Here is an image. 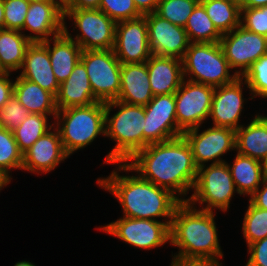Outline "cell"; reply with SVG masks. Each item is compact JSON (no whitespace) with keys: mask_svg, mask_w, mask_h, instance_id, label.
I'll return each mask as SVG.
<instances>
[{"mask_svg":"<svg viewBox=\"0 0 267 266\" xmlns=\"http://www.w3.org/2000/svg\"><path fill=\"white\" fill-rule=\"evenodd\" d=\"M122 171L125 174L134 171L141 178L171 191L181 201H188L186 197L188 191L194 189L198 167L188 142L180 136L147 145L122 163Z\"/></svg>","mask_w":267,"mask_h":266,"instance_id":"6da1fadb","label":"cell"},{"mask_svg":"<svg viewBox=\"0 0 267 266\" xmlns=\"http://www.w3.org/2000/svg\"><path fill=\"white\" fill-rule=\"evenodd\" d=\"M116 164L117 170L114 169L107 178H98L97 184L119 201L123 216L150 220L164 217L170 226L175 209L182 202L180 198L139 175H120L122 163Z\"/></svg>","mask_w":267,"mask_h":266,"instance_id":"7a4b0ae2","label":"cell"},{"mask_svg":"<svg viewBox=\"0 0 267 266\" xmlns=\"http://www.w3.org/2000/svg\"><path fill=\"white\" fill-rule=\"evenodd\" d=\"M217 231L214 212L182 201L170 225V244L179 250L172 259L220 263L223 253Z\"/></svg>","mask_w":267,"mask_h":266,"instance_id":"3957f363","label":"cell"},{"mask_svg":"<svg viewBox=\"0 0 267 266\" xmlns=\"http://www.w3.org/2000/svg\"><path fill=\"white\" fill-rule=\"evenodd\" d=\"M118 111L110 116L112 109ZM105 137L115 141L106 155L107 164L126 163L136 152L144 149L145 108L114 100L105 103Z\"/></svg>","mask_w":267,"mask_h":266,"instance_id":"277c9868","label":"cell"},{"mask_svg":"<svg viewBox=\"0 0 267 266\" xmlns=\"http://www.w3.org/2000/svg\"><path fill=\"white\" fill-rule=\"evenodd\" d=\"M105 112L104 102L58 110L54 127L69 156L90 145L98 135L105 137Z\"/></svg>","mask_w":267,"mask_h":266,"instance_id":"5b68a950","label":"cell"},{"mask_svg":"<svg viewBox=\"0 0 267 266\" xmlns=\"http://www.w3.org/2000/svg\"><path fill=\"white\" fill-rule=\"evenodd\" d=\"M186 80L219 87L232 83L238 76L231 68L220 43H190L182 58ZM186 76V77H185Z\"/></svg>","mask_w":267,"mask_h":266,"instance_id":"8992f818","label":"cell"},{"mask_svg":"<svg viewBox=\"0 0 267 266\" xmlns=\"http://www.w3.org/2000/svg\"><path fill=\"white\" fill-rule=\"evenodd\" d=\"M193 194L188 202L194 206L199 203L201 210L213 212L219 209L226 212L230 208V201L237 192L228 162L204 165L198 168Z\"/></svg>","mask_w":267,"mask_h":266,"instance_id":"52a82bcc","label":"cell"},{"mask_svg":"<svg viewBox=\"0 0 267 266\" xmlns=\"http://www.w3.org/2000/svg\"><path fill=\"white\" fill-rule=\"evenodd\" d=\"M73 20L79 33L72 37L66 26V19ZM116 22L100 9H66L64 11V32L83 50H109L115 44ZM81 32V33H80Z\"/></svg>","mask_w":267,"mask_h":266,"instance_id":"ba28073f","label":"cell"},{"mask_svg":"<svg viewBox=\"0 0 267 266\" xmlns=\"http://www.w3.org/2000/svg\"><path fill=\"white\" fill-rule=\"evenodd\" d=\"M80 61L86 68L95 99L104 103L117 100L120 92L121 63L113 49L83 50Z\"/></svg>","mask_w":267,"mask_h":266,"instance_id":"9c48e42d","label":"cell"},{"mask_svg":"<svg viewBox=\"0 0 267 266\" xmlns=\"http://www.w3.org/2000/svg\"><path fill=\"white\" fill-rule=\"evenodd\" d=\"M163 221L123 216L98 229L136 248L150 250L170 243V226Z\"/></svg>","mask_w":267,"mask_h":266,"instance_id":"30bf717a","label":"cell"},{"mask_svg":"<svg viewBox=\"0 0 267 266\" xmlns=\"http://www.w3.org/2000/svg\"><path fill=\"white\" fill-rule=\"evenodd\" d=\"M215 87L183 79L174 93L177 126L183 131L202 127L209 119Z\"/></svg>","mask_w":267,"mask_h":266,"instance_id":"8fae6325","label":"cell"},{"mask_svg":"<svg viewBox=\"0 0 267 266\" xmlns=\"http://www.w3.org/2000/svg\"><path fill=\"white\" fill-rule=\"evenodd\" d=\"M219 43L231 70L235 69L234 74L238 77H243L251 65L267 53V37L250 32L241 25L222 34Z\"/></svg>","mask_w":267,"mask_h":266,"instance_id":"7c38bea8","label":"cell"},{"mask_svg":"<svg viewBox=\"0 0 267 266\" xmlns=\"http://www.w3.org/2000/svg\"><path fill=\"white\" fill-rule=\"evenodd\" d=\"M199 130L200 126L182 134L191 148L196 166L199 168L211 161V164L226 162L221 156L235 150V130L215 126L203 132Z\"/></svg>","mask_w":267,"mask_h":266,"instance_id":"4fadbf2b","label":"cell"},{"mask_svg":"<svg viewBox=\"0 0 267 266\" xmlns=\"http://www.w3.org/2000/svg\"><path fill=\"white\" fill-rule=\"evenodd\" d=\"M175 105V95L171 93L155 95L144 106V148L152 143L165 142L182 136L183 131L177 126Z\"/></svg>","mask_w":267,"mask_h":266,"instance_id":"5bb4252c","label":"cell"},{"mask_svg":"<svg viewBox=\"0 0 267 266\" xmlns=\"http://www.w3.org/2000/svg\"><path fill=\"white\" fill-rule=\"evenodd\" d=\"M113 51L121 64L144 63L152 55L144 16L116 23Z\"/></svg>","mask_w":267,"mask_h":266,"instance_id":"9a60e30c","label":"cell"},{"mask_svg":"<svg viewBox=\"0 0 267 266\" xmlns=\"http://www.w3.org/2000/svg\"><path fill=\"white\" fill-rule=\"evenodd\" d=\"M143 16L147 22L152 55L182 60L190 44L186 30L160 17L155 12Z\"/></svg>","mask_w":267,"mask_h":266,"instance_id":"2e32d148","label":"cell"},{"mask_svg":"<svg viewBox=\"0 0 267 266\" xmlns=\"http://www.w3.org/2000/svg\"><path fill=\"white\" fill-rule=\"evenodd\" d=\"M247 85L242 77H237L232 83L215 87L209 117L212 126L239 129L240 116L246 98L243 97V87Z\"/></svg>","mask_w":267,"mask_h":266,"instance_id":"e0dca14e","label":"cell"},{"mask_svg":"<svg viewBox=\"0 0 267 266\" xmlns=\"http://www.w3.org/2000/svg\"><path fill=\"white\" fill-rule=\"evenodd\" d=\"M23 30L32 43L54 38L64 32V11L55 2H30Z\"/></svg>","mask_w":267,"mask_h":266,"instance_id":"ac0fdd59","label":"cell"},{"mask_svg":"<svg viewBox=\"0 0 267 266\" xmlns=\"http://www.w3.org/2000/svg\"><path fill=\"white\" fill-rule=\"evenodd\" d=\"M70 156L65 152L58 130L53 127L23 153L21 170L49 173Z\"/></svg>","mask_w":267,"mask_h":266,"instance_id":"d6986e66","label":"cell"},{"mask_svg":"<svg viewBox=\"0 0 267 266\" xmlns=\"http://www.w3.org/2000/svg\"><path fill=\"white\" fill-rule=\"evenodd\" d=\"M20 70L19 76L38 84L56 97L60 84L53 73L48 49L41 42L30 44Z\"/></svg>","mask_w":267,"mask_h":266,"instance_id":"ffe728a7","label":"cell"},{"mask_svg":"<svg viewBox=\"0 0 267 266\" xmlns=\"http://www.w3.org/2000/svg\"><path fill=\"white\" fill-rule=\"evenodd\" d=\"M153 97L146 62L121 64L117 100L130 105L146 106Z\"/></svg>","mask_w":267,"mask_h":266,"instance_id":"44dd1931","label":"cell"},{"mask_svg":"<svg viewBox=\"0 0 267 266\" xmlns=\"http://www.w3.org/2000/svg\"><path fill=\"white\" fill-rule=\"evenodd\" d=\"M149 84L153 95L175 93L184 77L182 60L174 57L151 55L146 61Z\"/></svg>","mask_w":267,"mask_h":266,"instance_id":"7402d4cb","label":"cell"},{"mask_svg":"<svg viewBox=\"0 0 267 266\" xmlns=\"http://www.w3.org/2000/svg\"><path fill=\"white\" fill-rule=\"evenodd\" d=\"M96 102L98 101L94 97L86 68L79 60L69 77L59 86L56 95L57 109L89 106Z\"/></svg>","mask_w":267,"mask_h":266,"instance_id":"603a6c76","label":"cell"},{"mask_svg":"<svg viewBox=\"0 0 267 266\" xmlns=\"http://www.w3.org/2000/svg\"><path fill=\"white\" fill-rule=\"evenodd\" d=\"M235 151L265 163L267 161V116L256 114L249 124L235 131Z\"/></svg>","mask_w":267,"mask_h":266,"instance_id":"cb8c5ba5","label":"cell"},{"mask_svg":"<svg viewBox=\"0 0 267 266\" xmlns=\"http://www.w3.org/2000/svg\"><path fill=\"white\" fill-rule=\"evenodd\" d=\"M41 43L48 49L53 73L61 84L69 77L80 60L82 49L65 32Z\"/></svg>","mask_w":267,"mask_h":266,"instance_id":"d4e9b609","label":"cell"},{"mask_svg":"<svg viewBox=\"0 0 267 266\" xmlns=\"http://www.w3.org/2000/svg\"><path fill=\"white\" fill-rule=\"evenodd\" d=\"M14 81V95L18 101L31 113L52 116L55 119L58 112L56 97L21 76Z\"/></svg>","mask_w":267,"mask_h":266,"instance_id":"484cf974","label":"cell"},{"mask_svg":"<svg viewBox=\"0 0 267 266\" xmlns=\"http://www.w3.org/2000/svg\"><path fill=\"white\" fill-rule=\"evenodd\" d=\"M228 167L239 195L251 196L267 177L265 163L237 152Z\"/></svg>","mask_w":267,"mask_h":266,"instance_id":"4316f807","label":"cell"},{"mask_svg":"<svg viewBox=\"0 0 267 266\" xmlns=\"http://www.w3.org/2000/svg\"><path fill=\"white\" fill-rule=\"evenodd\" d=\"M31 43L21 31L0 29V72L12 73L21 69Z\"/></svg>","mask_w":267,"mask_h":266,"instance_id":"83f0119b","label":"cell"},{"mask_svg":"<svg viewBox=\"0 0 267 266\" xmlns=\"http://www.w3.org/2000/svg\"><path fill=\"white\" fill-rule=\"evenodd\" d=\"M216 29L225 34L241 25L239 0H200Z\"/></svg>","mask_w":267,"mask_h":266,"instance_id":"f1b7e54d","label":"cell"},{"mask_svg":"<svg viewBox=\"0 0 267 266\" xmlns=\"http://www.w3.org/2000/svg\"><path fill=\"white\" fill-rule=\"evenodd\" d=\"M184 29L190 43H219L222 37L200 2L193 9Z\"/></svg>","mask_w":267,"mask_h":266,"instance_id":"f546056e","label":"cell"},{"mask_svg":"<svg viewBox=\"0 0 267 266\" xmlns=\"http://www.w3.org/2000/svg\"><path fill=\"white\" fill-rule=\"evenodd\" d=\"M53 127L54 123H49L48 115L30 114L24 122L12 132L19 150L24 153Z\"/></svg>","mask_w":267,"mask_h":266,"instance_id":"4dcf8cb0","label":"cell"},{"mask_svg":"<svg viewBox=\"0 0 267 266\" xmlns=\"http://www.w3.org/2000/svg\"><path fill=\"white\" fill-rule=\"evenodd\" d=\"M23 153L19 150L13 132L0 128V175L11 182L10 172L13 169H22Z\"/></svg>","mask_w":267,"mask_h":266,"instance_id":"1f68e13d","label":"cell"},{"mask_svg":"<svg viewBox=\"0 0 267 266\" xmlns=\"http://www.w3.org/2000/svg\"><path fill=\"white\" fill-rule=\"evenodd\" d=\"M245 212L242 234L247 246L267 237V210L254 206L250 201Z\"/></svg>","mask_w":267,"mask_h":266,"instance_id":"d6a6232c","label":"cell"},{"mask_svg":"<svg viewBox=\"0 0 267 266\" xmlns=\"http://www.w3.org/2000/svg\"><path fill=\"white\" fill-rule=\"evenodd\" d=\"M200 0H160L155 13L169 22L185 27Z\"/></svg>","mask_w":267,"mask_h":266,"instance_id":"836d02e7","label":"cell"},{"mask_svg":"<svg viewBox=\"0 0 267 266\" xmlns=\"http://www.w3.org/2000/svg\"><path fill=\"white\" fill-rule=\"evenodd\" d=\"M247 83L251 97L267 98V53L255 61L242 77ZM253 95V96H252Z\"/></svg>","mask_w":267,"mask_h":266,"instance_id":"e575fe53","label":"cell"},{"mask_svg":"<svg viewBox=\"0 0 267 266\" xmlns=\"http://www.w3.org/2000/svg\"><path fill=\"white\" fill-rule=\"evenodd\" d=\"M99 9L116 23L143 16L133 0H101Z\"/></svg>","mask_w":267,"mask_h":266,"instance_id":"d590c367","label":"cell"},{"mask_svg":"<svg viewBox=\"0 0 267 266\" xmlns=\"http://www.w3.org/2000/svg\"><path fill=\"white\" fill-rule=\"evenodd\" d=\"M30 114L13 94L8 102L0 109V128L13 131Z\"/></svg>","mask_w":267,"mask_h":266,"instance_id":"8d00e7d4","label":"cell"},{"mask_svg":"<svg viewBox=\"0 0 267 266\" xmlns=\"http://www.w3.org/2000/svg\"><path fill=\"white\" fill-rule=\"evenodd\" d=\"M29 5V0H3L4 28L22 32Z\"/></svg>","mask_w":267,"mask_h":266,"instance_id":"74e56055","label":"cell"},{"mask_svg":"<svg viewBox=\"0 0 267 266\" xmlns=\"http://www.w3.org/2000/svg\"><path fill=\"white\" fill-rule=\"evenodd\" d=\"M241 26L250 32L267 37V6L241 8Z\"/></svg>","mask_w":267,"mask_h":266,"instance_id":"f35d334b","label":"cell"},{"mask_svg":"<svg viewBox=\"0 0 267 266\" xmlns=\"http://www.w3.org/2000/svg\"><path fill=\"white\" fill-rule=\"evenodd\" d=\"M249 259L245 266H267V237L248 246Z\"/></svg>","mask_w":267,"mask_h":266,"instance_id":"ab89813d","label":"cell"},{"mask_svg":"<svg viewBox=\"0 0 267 266\" xmlns=\"http://www.w3.org/2000/svg\"><path fill=\"white\" fill-rule=\"evenodd\" d=\"M10 72H0V109L14 94V81L10 80Z\"/></svg>","mask_w":267,"mask_h":266,"instance_id":"60d3db41","label":"cell"},{"mask_svg":"<svg viewBox=\"0 0 267 266\" xmlns=\"http://www.w3.org/2000/svg\"><path fill=\"white\" fill-rule=\"evenodd\" d=\"M259 187L250 196L249 201L254 206L267 210V177L263 180Z\"/></svg>","mask_w":267,"mask_h":266,"instance_id":"b9f144b4","label":"cell"},{"mask_svg":"<svg viewBox=\"0 0 267 266\" xmlns=\"http://www.w3.org/2000/svg\"><path fill=\"white\" fill-rule=\"evenodd\" d=\"M137 10L146 15L156 11L160 0H133Z\"/></svg>","mask_w":267,"mask_h":266,"instance_id":"7bdbcfd3","label":"cell"},{"mask_svg":"<svg viewBox=\"0 0 267 266\" xmlns=\"http://www.w3.org/2000/svg\"><path fill=\"white\" fill-rule=\"evenodd\" d=\"M101 0H73L67 9H99Z\"/></svg>","mask_w":267,"mask_h":266,"instance_id":"ee69618b","label":"cell"},{"mask_svg":"<svg viewBox=\"0 0 267 266\" xmlns=\"http://www.w3.org/2000/svg\"><path fill=\"white\" fill-rule=\"evenodd\" d=\"M170 266H222V263L210 261H181L172 259Z\"/></svg>","mask_w":267,"mask_h":266,"instance_id":"f6af8a7d","label":"cell"},{"mask_svg":"<svg viewBox=\"0 0 267 266\" xmlns=\"http://www.w3.org/2000/svg\"><path fill=\"white\" fill-rule=\"evenodd\" d=\"M241 8H260L267 6V0H239Z\"/></svg>","mask_w":267,"mask_h":266,"instance_id":"bcb514c9","label":"cell"},{"mask_svg":"<svg viewBox=\"0 0 267 266\" xmlns=\"http://www.w3.org/2000/svg\"><path fill=\"white\" fill-rule=\"evenodd\" d=\"M63 11H65L73 2V0H53Z\"/></svg>","mask_w":267,"mask_h":266,"instance_id":"7dc6e473","label":"cell"},{"mask_svg":"<svg viewBox=\"0 0 267 266\" xmlns=\"http://www.w3.org/2000/svg\"><path fill=\"white\" fill-rule=\"evenodd\" d=\"M0 29H4V6H3V0H0Z\"/></svg>","mask_w":267,"mask_h":266,"instance_id":"c3c4849f","label":"cell"},{"mask_svg":"<svg viewBox=\"0 0 267 266\" xmlns=\"http://www.w3.org/2000/svg\"><path fill=\"white\" fill-rule=\"evenodd\" d=\"M14 266H35V264L29 261L23 260V261L17 262L16 264H14Z\"/></svg>","mask_w":267,"mask_h":266,"instance_id":"681fc988","label":"cell"},{"mask_svg":"<svg viewBox=\"0 0 267 266\" xmlns=\"http://www.w3.org/2000/svg\"><path fill=\"white\" fill-rule=\"evenodd\" d=\"M9 183L0 175V191Z\"/></svg>","mask_w":267,"mask_h":266,"instance_id":"f907efd6","label":"cell"},{"mask_svg":"<svg viewBox=\"0 0 267 266\" xmlns=\"http://www.w3.org/2000/svg\"><path fill=\"white\" fill-rule=\"evenodd\" d=\"M30 2H53V0H29Z\"/></svg>","mask_w":267,"mask_h":266,"instance_id":"816d5d0a","label":"cell"},{"mask_svg":"<svg viewBox=\"0 0 267 266\" xmlns=\"http://www.w3.org/2000/svg\"><path fill=\"white\" fill-rule=\"evenodd\" d=\"M265 168H266V172H267V161L265 162Z\"/></svg>","mask_w":267,"mask_h":266,"instance_id":"f5cc1de1","label":"cell"}]
</instances>
